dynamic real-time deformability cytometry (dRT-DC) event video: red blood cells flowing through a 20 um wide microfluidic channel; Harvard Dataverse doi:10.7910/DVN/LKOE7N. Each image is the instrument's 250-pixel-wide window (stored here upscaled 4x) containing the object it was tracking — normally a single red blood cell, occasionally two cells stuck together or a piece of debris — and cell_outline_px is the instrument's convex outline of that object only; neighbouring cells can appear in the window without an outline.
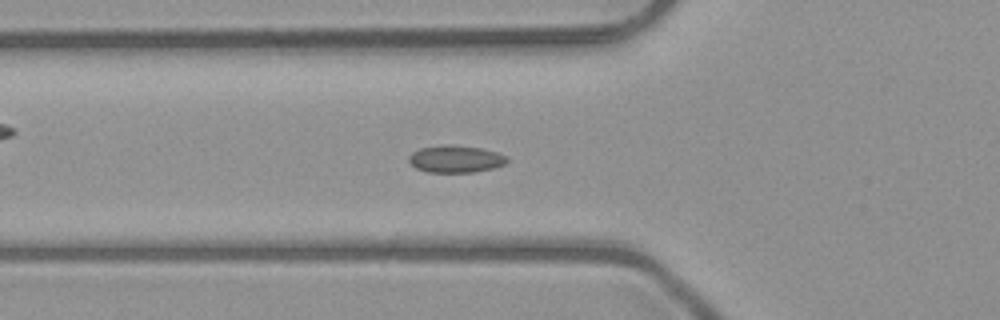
{"species": "common noctule bat (a hibernating species)", "species_latin": "Nyctalus noctula", "temperature_condition": "room temperature", "stored_images_in_passage": 52, "camera_frame_rate_fps": 3000, "um_per_image_px": 0.085, "animal": {"sex": "male", "body_mass_g": 23.1, "forearm_length_mm": 52.7}, "frame": {"image": 1, "passage_image": 18, "time_ms": 5.667, "image_size_px": [1000, 320], "cell_outline_px": [[508, 160], [504, 164], [492, 168], [472, 172], [428, 172], [416, 168], [408, 160], [408, 156], [412, 152], [420, 148], [444, 144], [452, 144], [480, 148], [496, 152], [508, 156]], "centroid_in_image_um": [38.71, 13.5], "position_along_channel_um": 87.1, "area_um2": 15.55}}
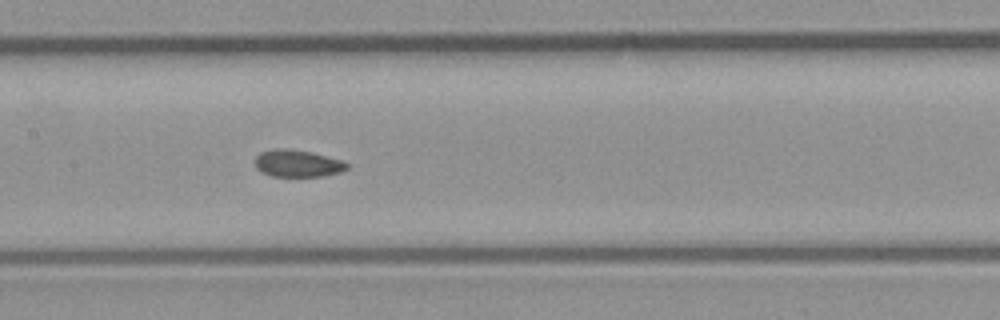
{"frame": {"image": 2, "passage_image": 25, "time_ms": 8.0, "image_size_px": [1000, 320], "cell_outline_px": [[348, 168], [340, 172], [324, 176], [272, 176], [260, 172], [256, 168], [256, 156], [260, 152], [276, 148], [288, 148], [312, 152], [340, 160], [348, 164]], "centroid_in_image_um": [25.26, 13.89], "position_along_channel_um": 182.1, "area_um2": 14.51}}
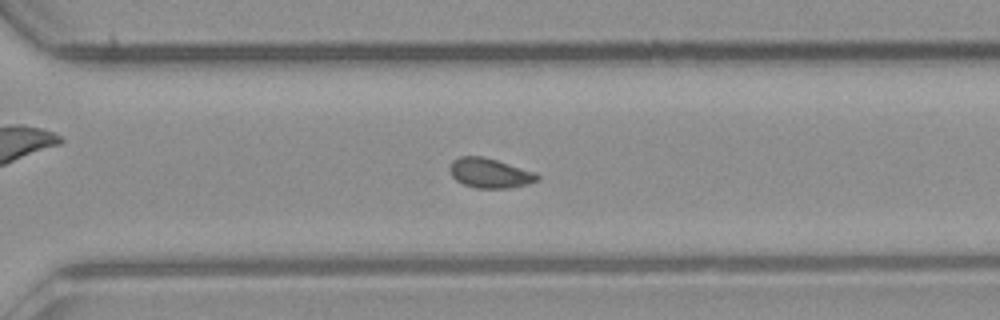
{"frame": {"image": 3, "passage_image": 36, "time_ms": 11.667, "image_size_px": [1000, 320], "cell_outline_px": [[540, 180], [528, 184], [512, 188], [476, 188], [464, 184], [456, 180], [452, 176], [448, 168], [452, 160], [460, 156], [484, 156], [532, 172], [540, 176]], "centroid_in_image_um": [41.6, 14.72], "position_along_channel_um": 329.0, "area_um2": 15.09}, "authors_computed_cell_mechanics": {"area_um2": 15.028, "velocity_mm_per_s": 4.0206, "shape_relaxation_time_tau1_ms": null, "shape_relaxation_time_tau2_ms": 1.3525, "deformation_change_tau1": null, "deformation_change_tau2": 0.0608}}